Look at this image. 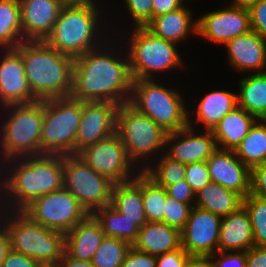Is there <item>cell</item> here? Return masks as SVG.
Segmentation results:
<instances>
[{
	"label": "cell",
	"mask_w": 266,
	"mask_h": 267,
	"mask_svg": "<svg viewBox=\"0 0 266 267\" xmlns=\"http://www.w3.org/2000/svg\"><path fill=\"white\" fill-rule=\"evenodd\" d=\"M185 0H152V18L181 8Z\"/></svg>",
	"instance_id": "obj_48"
},
{
	"label": "cell",
	"mask_w": 266,
	"mask_h": 267,
	"mask_svg": "<svg viewBox=\"0 0 266 267\" xmlns=\"http://www.w3.org/2000/svg\"><path fill=\"white\" fill-rule=\"evenodd\" d=\"M222 217L193 206L180 231L181 247L189 255H212L218 251Z\"/></svg>",
	"instance_id": "obj_16"
},
{
	"label": "cell",
	"mask_w": 266,
	"mask_h": 267,
	"mask_svg": "<svg viewBox=\"0 0 266 267\" xmlns=\"http://www.w3.org/2000/svg\"><path fill=\"white\" fill-rule=\"evenodd\" d=\"M185 180L194 193H197L201 188L210 183L211 178L207 162L201 161L187 164Z\"/></svg>",
	"instance_id": "obj_39"
},
{
	"label": "cell",
	"mask_w": 266,
	"mask_h": 267,
	"mask_svg": "<svg viewBox=\"0 0 266 267\" xmlns=\"http://www.w3.org/2000/svg\"><path fill=\"white\" fill-rule=\"evenodd\" d=\"M131 247L127 241L104 237L91 262L96 267H121Z\"/></svg>",
	"instance_id": "obj_36"
},
{
	"label": "cell",
	"mask_w": 266,
	"mask_h": 267,
	"mask_svg": "<svg viewBox=\"0 0 266 267\" xmlns=\"http://www.w3.org/2000/svg\"><path fill=\"white\" fill-rule=\"evenodd\" d=\"M0 58V104H29L38 101L33 95L24 71L21 53L6 48Z\"/></svg>",
	"instance_id": "obj_18"
},
{
	"label": "cell",
	"mask_w": 266,
	"mask_h": 267,
	"mask_svg": "<svg viewBox=\"0 0 266 267\" xmlns=\"http://www.w3.org/2000/svg\"><path fill=\"white\" fill-rule=\"evenodd\" d=\"M192 12L191 8L184 3L178 10L153 17L145 28L153 35L179 45L191 33L197 35V19L193 20Z\"/></svg>",
	"instance_id": "obj_23"
},
{
	"label": "cell",
	"mask_w": 266,
	"mask_h": 267,
	"mask_svg": "<svg viewBox=\"0 0 266 267\" xmlns=\"http://www.w3.org/2000/svg\"><path fill=\"white\" fill-rule=\"evenodd\" d=\"M248 10L251 30L266 40V0H257Z\"/></svg>",
	"instance_id": "obj_41"
},
{
	"label": "cell",
	"mask_w": 266,
	"mask_h": 267,
	"mask_svg": "<svg viewBox=\"0 0 266 267\" xmlns=\"http://www.w3.org/2000/svg\"><path fill=\"white\" fill-rule=\"evenodd\" d=\"M105 234L92 214L65 234V252L77 260L92 261Z\"/></svg>",
	"instance_id": "obj_24"
},
{
	"label": "cell",
	"mask_w": 266,
	"mask_h": 267,
	"mask_svg": "<svg viewBox=\"0 0 266 267\" xmlns=\"http://www.w3.org/2000/svg\"><path fill=\"white\" fill-rule=\"evenodd\" d=\"M212 258L215 267H246V251H217Z\"/></svg>",
	"instance_id": "obj_42"
},
{
	"label": "cell",
	"mask_w": 266,
	"mask_h": 267,
	"mask_svg": "<svg viewBox=\"0 0 266 267\" xmlns=\"http://www.w3.org/2000/svg\"><path fill=\"white\" fill-rule=\"evenodd\" d=\"M234 152L250 170L266 162V124L262 119L255 122Z\"/></svg>",
	"instance_id": "obj_33"
},
{
	"label": "cell",
	"mask_w": 266,
	"mask_h": 267,
	"mask_svg": "<svg viewBox=\"0 0 266 267\" xmlns=\"http://www.w3.org/2000/svg\"><path fill=\"white\" fill-rule=\"evenodd\" d=\"M64 4H97L95 0H61Z\"/></svg>",
	"instance_id": "obj_55"
},
{
	"label": "cell",
	"mask_w": 266,
	"mask_h": 267,
	"mask_svg": "<svg viewBox=\"0 0 266 267\" xmlns=\"http://www.w3.org/2000/svg\"><path fill=\"white\" fill-rule=\"evenodd\" d=\"M124 3L130 19L134 20L133 27H145L152 19V0H124Z\"/></svg>",
	"instance_id": "obj_40"
},
{
	"label": "cell",
	"mask_w": 266,
	"mask_h": 267,
	"mask_svg": "<svg viewBox=\"0 0 266 267\" xmlns=\"http://www.w3.org/2000/svg\"><path fill=\"white\" fill-rule=\"evenodd\" d=\"M22 212L34 222L64 234L89 215L64 187L33 200Z\"/></svg>",
	"instance_id": "obj_12"
},
{
	"label": "cell",
	"mask_w": 266,
	"mask_h": 267,
	"mask_svg": "<svg viewBox=\"0 0 266 267\" xmlns=\"http://www.w3.org/2000/svg\"><path fill=\"white\" fill-rule=\"evenodd\" d=\"M264 121V123L266 124V116L262 119Z\"/></svg>",
	"instance_id": "obj_57"
},
{
	"label": "cell",
	"mask_w": 266,
	"mask_h": 267,
	"mask_svg": "<svg viewBox=\"0 0 266 267\" xmlns=\"http://www.w3.org/2000/svg\"><path fill=\"white\" fill-rule=\"evenodd\" d=\"M1 108L9 112L0 126V161L44 155L40 148L44 100Z\"/></svg>",
	"instance_id": "obj_5"
},
{
	"label": "cell",
	"mask_w": 266,
	"mask_h": 267,
	"mask_svg": "<svg viewBox=\"0 0 266 267\" xmlns=\"http://www.w3.org/2000/svg\"><path fill=\"white\" fill-rule=\"evenodd\" d=\"M156 163L148 165L143 172L151 178L156 184L164 188L185 180L186 177V165L178 161L172 160L164 153L156 158Z\"/></svg>",
	"instance_id": "obj_35"
},
{
	"label": "cell",
	"mask_w": 266,
	"mask_h": 267,
	"mask_svg": "<svg viewBox=\"0 0 266 267\" xmlns=\"http://www.w3.org/2000/svg\"><path fill=\"white\" fill-rule=\"evenodd\" d=\"M237 105L258 120L266 116V72L249 74L239 81Z\"/></svg>",
	"instance_id": "obj_30"
},
{
	"label": "cell",
	"mask_w": 266,
	"mask_h": 267,
	"mask_svg": "<svg viewBox=\"0 0 266 267\" xmlns=\"http://www.w3.org/2000/svg\"><path fill=\"white\" fill-rule=\"evenodd\" d=\"M251 194L266 199V162L251 170Z\"/></svg>",
	"instance_id": "obj_46"
},
{
	"label": "cell",
	"mask_w": 266,
	"mask_h": 267,
	"mask_svg": "<svg viewBox=\"0 0 266 267\" xmlns=\"http://www.w3.org/2000/svg\"><path fill=\"white\" fill-rule=\"evenodd\" d=\"M1 176H2V173L0 171V226L2 225V219L6 211L5 206H4V199H3V181H2L3 178Z\"/></svg>",
	"instance_id": "obj_54"
},
{
	"label": "cell",
	"mask_w": 266,
	"mask_h": 267,
	"mask_svg": "<svg viewBox=\"0 0 266 267\" xmlns=\"http://www.w3.org/2000/svg\"><path fill=\"white\" fill-rule=\"evenodd\" d=\"M11 250L10 239L8 233L6 232L5 228L1 225L0 226V267Z\"/></svg>",
	"instance_id": "obj_52"
},
{
	"label": "cell",
	"mask_w": 266,
	"mask_h": 267,
	"mask_svg": "<svg viewBox=\"0 0 266 267\" xmlns=\"http://www.w3.org/2000/svg\"><path fill=\"white\" fill-rule=\"evenodd\" d=\"M112 102L83 101L82 118L75 140V154L116 132L117 109Z\"/></svg>",
	"instance_id": "obj_17"
},
{
	"label": "cell",
	"mask_w": 266,
	"mask_h": 267,
	"mask_svg": "<svg viewBox=\"0 0 266 267\" xmlns=\"http://www.w3.org/2000/svg\"><path fill=\"white\" fill-rule=\"evenodd\" d=\"M24 42L19 0H0V48H17Z\"/></svg>",
	"instance_id": "obj_32"
},
{
	"label": "cell",
	"mask_w": 266,
	"mask_h": 267,
	"mask_svg": "<svg viewBox=\"0 0 266 267\" xmlns=\"http://www.w3.org/2000/svg\"><path fill=\"white\" fill-rule=\"evenodd\" d=\"M24 41H44L64 3L61 0H19Z\"/></svg>",
	"instance_id": "obj_20"
},
{
	"label": "cell",
	"mask_w": 266,
	"mask_h": 267,
	"mask_svg": "<svg viewBox=\"0 0 266 267\" xmlns=\"http://www.w3.org/2000/svg\"><path fill=\"white\" fill-rule=\"evenodd\" d=\"M258 119L237 106L212 129L218 149L235 150Z\"/></svg>",
	"instance_id": "obj_26"
},
{
	"label": "cell",
	"mask_w": 266,
	"mask_h": 267,
	"mask_svg": "<svg viewBox=\"0 0 266 267\" xmlns=\"http://www.w3.org/2000/svg\"><path fill=\"white\" fill-rule=\"evenodd\" d=\"M2 226L8 233L12 250L33 258L41 265H58L65 252L64 233L34 222L22 211L6 210Z\"/></svg>",
	"instance_id": "obj_6"
},
{
	"label": "cell",
	"mask_w": 266,
	"mask_h": 267,
	"mask_svg": "<svg viewBox=\"0 0 266 267\" xmlns=\"http://www.w3.org/2000/svg\"><path fill=\"white\" fill-rule=\"evenodd\" d=\"M97 6L96 4H65L44 42L61 54L74 59L109 42L106 40L108 36L105 31L103 33L106 38L102 33L104 29L102 24L105 26L107 23L99 18L101 13ZM104 38L105 41H103Z\"/></svg>",
	"instance_id": "obj_4"
},
{
	"label": "cell",
	"mask_w": 266,
	"mask_h": 267,
	"mask_svg": "<svg viewBox=\"0 0 266 267\" xmlns=\"http://www.w3.org/2000/svg\"><path fill=\"white\" fill-rule=\"evenodd\" d=\"M196 106V122L203 123L205 130H212L219 121L236 108L237 94L227 90H214L207 93Z\"/></svg>",
	"instance_id": "obj_29"
},
{
	"label": "cell",
	"mask_w": 266,
	"mask_h": 267,
	"mask_svg": "<svg viewBox=\"0 0 266 267\" xmlns=\"http://www.w3.org/2000/svg\"><path fill=\"white\" fill-rule=\"evenodd\" d=\"M111 205L139 228L147 223L141 194V171L133 180L113 185Z\"/></svg>",
	"instance_id": "obj_27"
},
{
	"label": "cell",
	"mask_w": 266,
	"mask_h": 267,
	"mask_svg": "<svg viewBox=\"0 0 266 267\" xmlns=\"http://www.w3.org/2000/svg\"><path fill=\"white\" fill-rule=\"evenodd\" d=\"M189 254L179 249L156 256V267H185Z\"/></svg>",
	"instance_id": "obj_44"
},
{
	"label": "cell",
	"mask_w": 266,
	"mask_h": 267,
	"mask_svg": "<svg viewBox=\"0 0 266 267\" xmlns=\"http://www.w3.org/2000/svg\"><path fill=\"white\" fill-rule=\"evenodd\" d=\"M116 133L129 159L141 171L164 153L167 133L149 116L137 112L128 103L119 105L117 109Z\"/></svg>",
	"instance_id": "obj_8"
},
{
	"label": "cell",
	"mask_w": 266,
	"mask_h": 267,
	"mask_svg": "<svg viewBox=\"0 0 266 267\" xmlns=\"http://www.w3.org/2000/svg\"><path fill=\"white\" fill-rule=\"evenodd\" d=\"M107 46L105 42L74 59L70 94L73 99L117 105L129 102L133 79L127 52L117 50L119 55L115 47Z\"/></svg>",
	"instance_id": "obj_1"
},
{
	"label": "cell",
	"mask_w": 266,
	"mask_h": 267,
	"mask_svg": "<svg viewBox=\"0 0 266 267\" xmlns=\"http://www.w3.org/2000/svg\"><path fill=\"white\" fill-rule=\"evenodd\" d=\"M255 246L249 214L244 206L221 219L218 251H248Z\"/></svg>",
	"instance_id": "obj_22"
},
{
	"label": "cell",
	"mask_w": 266,
	"mask_h": 267,
	"mask_svg": "<svg viewBox=\"0 0 266 267\" xmlns=\"http://www.w3.org/2000/svg\"><path fill=\"white\" fill-rule=\"evenodd\" d=\"M206 162L212 182L240 194L243 198L251 193V170L234 150L217 149Z\"/></svg>",
	"instance_id": "obj_19"
},
{
	"label": "cell",
	"mask_w": 266,
	"mask_h": 267,
	"mask_svg": "<svg viewBox=\"0 0 266 267\" xmlns=\"http://www.w3.org/2000/svg\"><path fill=\"white\" fill-rule=\"evenodd\" d=\"M121 267H156V256L131 247Z\"/></svg>",
	"instance_id": "obj_43"
},
{
	"label": "cell",
	"mask_w": 266,
	"mask_h": 267,
	"mask_svg": "<svg viewBox=\"0 0 266 267\" xmlns=\"http://www.w3.org/2000/svg\"><path fill=\"white\" fill-rule=\"evenodd\" d=\"M141 194L147 222H163L167 192L141 171Z\"/></svg>",
	"instance_id": "obj_34"
},
{
	"label": "cell",
	"mask_w": 266,
	"mask_h": 267,
	"mask_svg": "<svg viewBox=\"0 0 266 267\" xmlns=\"http://www.w3.org/2000/svg\"><path fill=\"white\" fill-rule=\"evenodd\" d=\"M165 204L163 211V223L181 231L187 223L194 205L179 202L169 195H166Z\"/></svg>",
	"instance_id": "obj_38"
},
{
	"label": "cell",
	"mask_w": 266,
	"mask_h": 267,
	"mask_svg": "<svg viewBox=\"0 0 266 267\" xmlns=\"http://www.w3.org/2000/svg\"><path fill=\"white\" fill-rule=\"evenodd\" d=\"M167 195L173 197L179 202L194 205L195 193L192 191L190 185L186 180L179 181L165 188Z\"/></svg>",
	"instance_id": "obj_45"
},
{
	"label": "cell",
	"mask_w": 266,
	"mask_h": 267,
	"mask_svg": "<svg viewBox=\"0 0 266 267\" xmlns=\"http://www.w3.org/2000/svg\"><path fill=\"white\" fill-rule=\"evenodd\" d=\"M191 122V114L188 113V126L176 132L167 133L165 139L166 153L164 154L185 165L207 161L218 149L212 130L197 134Z\"/></svg>",
	"instance_id": "obj_14"
},
{
	"label": "cell",
	"mask_w": 266,
	"mask_h": 267,
	"mask_svg": "<svg viewBox=\"0 0 266 267\" xmlns=\"http://www.w3.org/2000/svg\"><path fill=\"white\" fill-rule=\"evenodd\" d=\"M197 35L219 45L251 31L248 9L224 6L197 19Z\"/></svg>",
	"instance_id": "obj_15"
},
{
	"label": "cell",
	"mask_w": 266,
	"mask_h": 267,
	"mask_svg": "<svg viewBox=\"0 0 266 267\" xmlns=\"http://www.w3.org/2000/svg\"><path fill=\"white\" fill-rule=\"evenodd\" d=\"M132 31L126 52L133 80L154 79L156 72L183 66L176 43L153 35L145 27H134Z\"/></svg>",
	"instance_id": "obj_9"
},
{
	"label": "cell",
	"mask_w": 266,
	"mask_h": 267,
	"mask_svg": "<svg viewBox=\"0 0 266 267\" xmlns=\"http://www.w3.org/2000/svg\"><path fill=\"white\" fill-rule=\"evenodd\" d=\"M16 49L22 55L25 75L38 101L70 96L74 58L44 41H24Z\"/></svg>",
	"instance_id": "obj_3"
},
{
	"label": "cell",
	"mask_w": 266,
	"mask_h": 267,
	"mask_svg": "<svg viewBox=\"0 0 266 267\" xmlns=\"http://www.w3.org/2000/svg\"><path fill=\"white\" fill-rule=\"evenodd\" d=\"M41 267H58L57 265H42Z\"/></svg>",
	"instance_id": "obj_56"
},
{
	"label": "cell",
	"mask_w": 266,
	"mask_h": 267,
	"mask_svg": "<svg viewBox=\"0 0 266 267\" xmlns=\"http://www.w3.org/2000/svg\"><path fill=\"white\" fill-rule=\"evenodd\" d=\"M155 80L157 78L133 80L128 104L149 116L166 133L188 126L189 111L183 102V94Z\"/></svg>",
	"instance_id": "obj_7"
},
{
	"label": "cell",
	"mask_w": 266,
	"mask_h": 267,
	"mask_svg": "<svg viewBox=\"0 0 266 267\" xmlns=\"http://www.w3.org/2000/svg\"><path fill=\"white\" fill-rule=\"evenodd\" d=\"M132 247L154 256L172 252L181 247L180 231L163 222H147Z\"/></svg>",
	"instance_id": "obj_25"
},
{
	"label": "cell",
	"mask_w": 266,
	"mask_h": 267,
	"mask_svg": "<svg viewBox=\"0 0 266 267\" xmlns=\"http://www.w3.org/2000/svg\"><path fill=\"white\" fill-rule=\"evenodd\" d=\"M58 267H96L91 261L77 260L64 252L59 260Z\"/></svg>",
	"instance_id": "obj_51"
},
{
	"label": "cell",
	"mask_w": 266,
	"mask_h": 267,
	"mask_svg": "<svg viewBox=\"0 0 266 267\" xmlns=\"http://www.w3.org/2000/svg\"><path fill=\"white\" fill-rule=\"evenodd\" d=\"M82 112L83 101L71 96L44 100L40 141L43 154H75V140Z\"/></svg>",
	"instance_id": "obj_10"
},
{
	"label": "cell",
	"mask_w": 266,
	"mask_h": 267,
	"mask_svg": "<svg viewBox=\"0 0 266 267\" xmlns=\"http://www.w3.org/2000/svg\"><path fill=\"white\" fill-rule=\"evenodd\" d=\"M257 0H231V4H228L232 7L249 9Z\"/></svg>",
	"instance_id": "obj_53"
},
{
	"label": "cell",
	"mask_w": 266,
	"mask_h": 267,
	"mask_svg": "<svg viewBox=\"0 0 266 267\" xmlns=\"http://www.w3.org/2000/svg\"><path fill=\"white\" fill-rule=\"evenodd\" d=\"M92 215L100 224L105 237H115L131 245L136 241L140 228L119 213L111 204L96 209Z\"/></svg>",
	"instance_id": "obj_31"
},
{
	"label": "cell",
	"mask_w": 266,
	"mask_h": 267,
	"mask_svg": "<svg viewBox=\"0 0 266 267\" xmlns=\"http://www.w3.org/2000/svg\"><path fill=\"white\" fill-rule=\"evenodd\" d=\"M63 187L92 214L111 204L114 183L94 171L77 154L63 155Z\"/></svg>",
	"instance_id": "obj_11"
},
{
	"label": "cell",
	"mask_w": 266,
	"mask_h": 267,
	"mask_svg": "<svg viewBox=\"0 0 266 267\" xmlns=\"http://www.w3.org/2000/svg\"><path fill=\"white\" fill-rule=\"evenodd\" d=\"M246 267H266V247L253 246L246 251Z\"/></svg>",
	"instance_id": "obj_49"
},
{
	"label": "cell",
	"mask_w": 266,
	"mask_h": 267,
	"mask_svg": "<svg viewBox=\"0 0 266 267\" xmlns=\"http://www.w3.org/2000/svg\"><path fill=\"white\" fill-rule=\"evenodd\" d=\"M185 267H215L212 255H189Z\"/></svg>",
	"instance_id": "obj_50"
},
{
	"label": "cell",
	"mask_w": 266,
	"mask_h": 267,
	"mask_svg": "<svg viewBox=\"0 0 266 267\" xmlns=\"http://www.w3.org/2000/svg\"><path fill=\"white\" fill-rule=\"evenodd\" d=\"M77 155L94 171L107 177L114 184L131 181L141 171L129 159L116 132L95 144L84 147Z\"/></svg>",
	"instance_id": "obj_13"
},
{
	"label": "cell",
	"mask_w": 266,
	"mask_h": 267,
	"mask_svg": "<svg viewBox=\"0 0 266 267\" xmlns=\"http://www.w3.org/2000/svg\"><path fill=\"white\" fill-rule=\"evenodd\" d=\"M228 62L239 73L266 72V40L252 30L226 42Z\"/></svg>",
	"instance_id": "obj_21"
},
{
	"label": "cell",
	"mask_w": 266,
	"mask_h": 267,
	"mask_svg": "<svg viewBox=\"0 0 266 267\" xmlns=\"http://www.w3.org/2000/svg\"><path fill=\"white\" fill-rule=\"evenodd\" d=\"M1 164L7 211H22L33 200L63 187V155L13 158L4 161L5 167Z\"/></svg>",
	"instance_id": "obj_2"
},
{
	"label": "cell",
	"mask_w": 266,
	"mask_h": 267,
	"mask_svg": "<svg viewBox=\"0 0 266 267\" xmlns=\"http://www.w3.org/2000/svg\"><path fill=\"white\" fill-rule=\"evenodd\" d=\"M194 206L224 217L243 206V197L211 181L195 193Z\"/></svg>",
	"instance_id": "obj_28"
},
{
	"label": "cell",
	"mask_w": 266,
	"mask_h": 267,
	"mask_svg": "<svg viewBox=\"0 0 266 267\" xmlns=\"http://www.w3.org/2000/svg\"><path fill=\"white\" fill-rule=\"evenodd\" d=\"M253 231L255 246L266 247V199L249 194L243 198Z\"/></svg>",
	"instance_id": "obj_37"
},
{
	"label": "cell",
	"mask_w": 266,
	"mask_h": 267,
	"mask_svg": "<svg viewBox=\"0 0 266 267\" xmlns=\"http://www.w3.org/2000/svg\"><path fill=\"white\" fill-rule=\"evenodd\" d=\"M42 265L30 258L27 255L21 254L20 252H16L14 250H10L7 254L2 267H41Z\"/></svg>",
	"instance_id": "obj_47"
}]
</instances>
